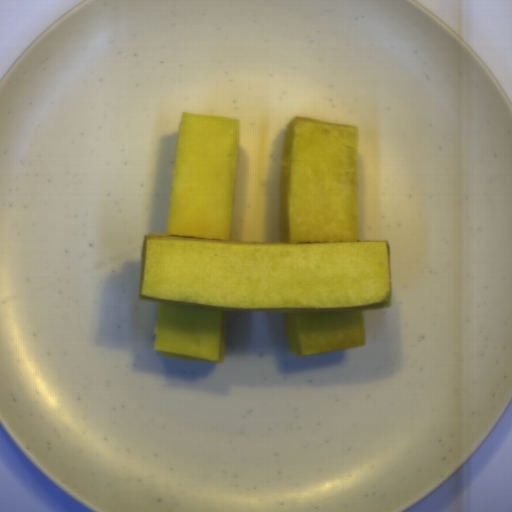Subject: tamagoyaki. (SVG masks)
<instances>
[{
	"instance_id": "obj_1",
	"label": "tamagoyaki",
	"mask_w": 512,
	"mask_h": 512,
	"mask_svg": "<svg viewBox=\"0 0 512 512\" xmlns=\"http://www.w3.org/2000/svg\"><path fill=\"white\" fill-rule=\"evenodd\" d=\"M240 119L183 112L165 232L145 234L139 298L156 303L161 358L222 363L226 312L282 314L290 354L366 344L390 308L388 240L359 239V126L287 124L279 242L232 240Z\"/></svg>"
}]
</instances>
